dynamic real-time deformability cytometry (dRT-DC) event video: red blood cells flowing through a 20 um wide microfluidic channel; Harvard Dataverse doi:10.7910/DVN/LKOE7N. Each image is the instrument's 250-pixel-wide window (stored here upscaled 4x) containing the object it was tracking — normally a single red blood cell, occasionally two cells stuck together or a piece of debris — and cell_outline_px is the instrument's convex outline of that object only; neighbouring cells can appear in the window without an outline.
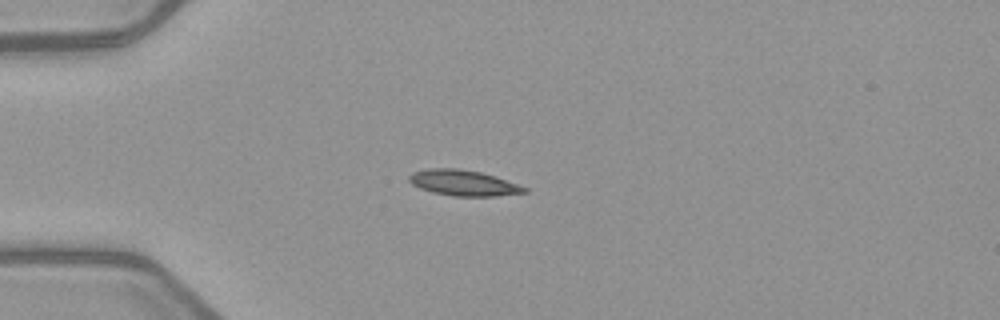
{"species": "common noctule bat (a hibernating species)", "species_latin": "Nyctalus noctula", "temperature_condition": "warm", "stored_images_in_passage": 5, "camera_frame_rate_fps": 3000, "um_per_image_px": 0.085, "animal": {"sex": "female", "body_mass_g": 21.9}, "frame": {"image": 1, "passage_image": 3, "time_ms": 3.333, "image_size_px": [1000, 320], "cell_outline_px": [[528, 192], [496, 196], [452, 196], [432, 192], [420, 188], [412, 184], [408, 180], [408, 176], [412, 172], [428, 168], [456, 168], [480, 172], [496, 176], [528, 188]], "centroid_in_image_um": [39.38, 15.54], "position_along_channel_um": 45.6, "area_um2": 17.34}}
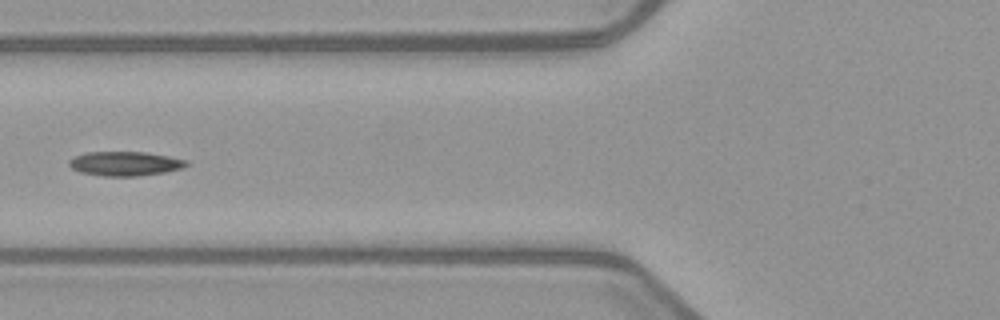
{"frame": {"image": 2, "passage_image": 5, "time_ms": 5.667, "image_size_px": [1000, 320], "cell_outline_px": [[192, 164], [184, 168], [164, 172], [136, 176], [104, 176], [80, 172], [72, 168], [68, 164], [68, 160], [72, 156], [88, 152], [144, 152], [168, 156], [188, 160]], "centroid_in_image_um": [10.65, 13.9], "position_along_channel_um": 115.2, "area_um2": 16.76}}